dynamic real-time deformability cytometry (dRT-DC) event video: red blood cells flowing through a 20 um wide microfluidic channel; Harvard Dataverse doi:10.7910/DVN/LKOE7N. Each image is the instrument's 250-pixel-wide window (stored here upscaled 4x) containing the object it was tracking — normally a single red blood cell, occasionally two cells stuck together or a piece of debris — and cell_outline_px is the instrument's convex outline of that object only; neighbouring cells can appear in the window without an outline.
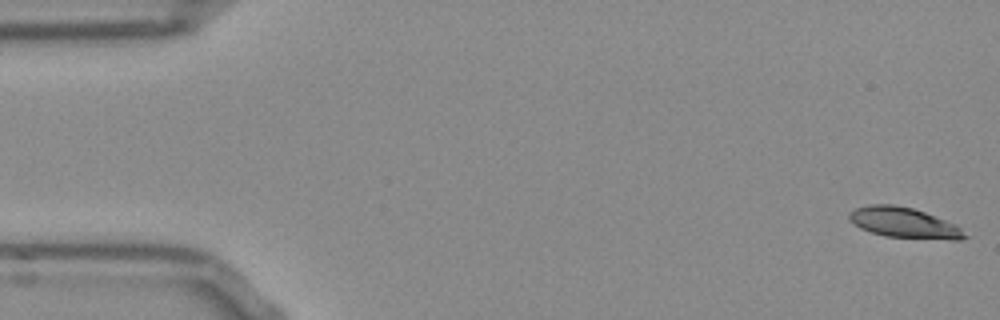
{"species": "Egyptian fruit bat (a non-hibernating species)", "species_latin": "Rousettus aegyptiacus", "temperature_condition": "room temperature", "stored_images_in_passage": 52, "camera_frame_rate_fps": 3000, "um_per_image_px": 0.085, "frame": {"image": 1, "passage_image": 1, "time_ms": 0.0, "image_size_px": [1000, 320], "cell_outline_px": [[968, 236], [960, 240], [956, 240], [884, 236], [860, 228], [848, 216], [856, 208], [868, 204], [892, 204], [912, 208], [924, 212], [956, 224]], "centroid_in_image_um": [76.87, 18.93], "position_along_channel_um": 8.1, "area_um2": 20.17}}
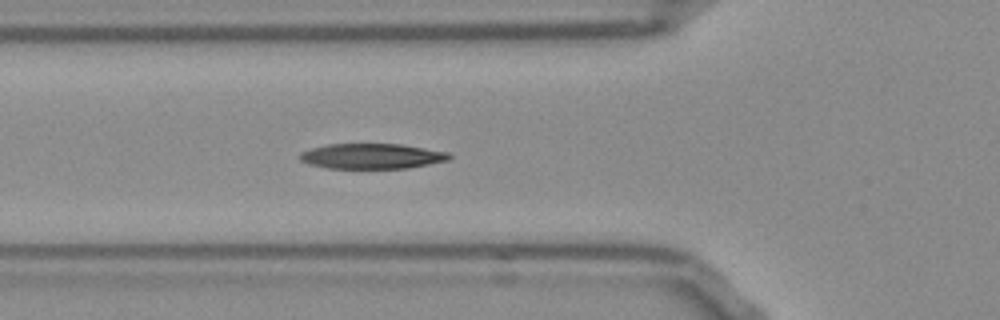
{"frame": {"image": 2, "passage_image": 18, "time_ms": 5.667, "image_size_px": [1000, 320], "cell_outline_px": [[452, 156], [448, 160], [408, 168], [328, 168], [308, 164], [300, 160], [300, 152], [312, 148], [328, 144], [400, 144], [448, 152]], "centroid_in_image_um": [31.59, 13.27], "position_along_channel_um": 94.2, "area_um2": 21.85}}
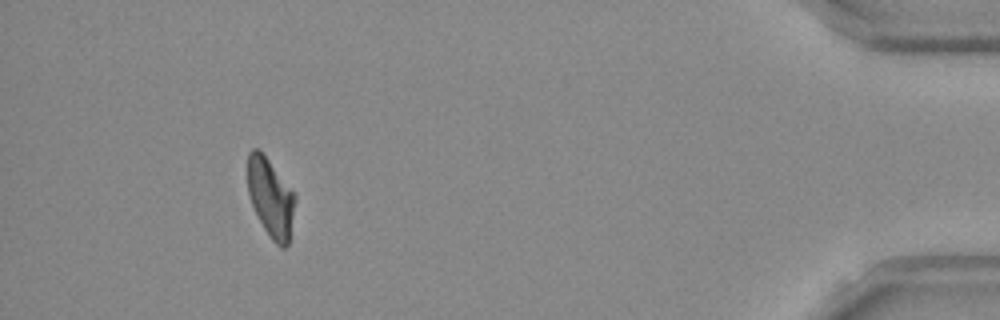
{"frame": {"image": 3, "passage_image": 48, "time_ms": 15.667, "image_size_px": [1000, 320], "cell_outline_px": [[296, 196], [288, 244], [284, 248], [280, 248], [272, 240], [264, 228], [252, 204], [248, 192], [248, 152], [252, 148], [256, 148], [268, 160]], "centroid_in_image_um": [22.99, 16.83], "position_along_channel_um": 412.2, "area_um2": 21.1}, "authors_computed_cell_mechanics": {"area_um2": 22.3108, "velocity_mm_per_s": 3.8443, "shape_relaxation_time_tau1_ms": 3.7659, "shape_relaxation_time_tau2_ms": 5.325, "deformation_change_tau1": 0.1558, "deformation_change_tau2": 0.1314}}